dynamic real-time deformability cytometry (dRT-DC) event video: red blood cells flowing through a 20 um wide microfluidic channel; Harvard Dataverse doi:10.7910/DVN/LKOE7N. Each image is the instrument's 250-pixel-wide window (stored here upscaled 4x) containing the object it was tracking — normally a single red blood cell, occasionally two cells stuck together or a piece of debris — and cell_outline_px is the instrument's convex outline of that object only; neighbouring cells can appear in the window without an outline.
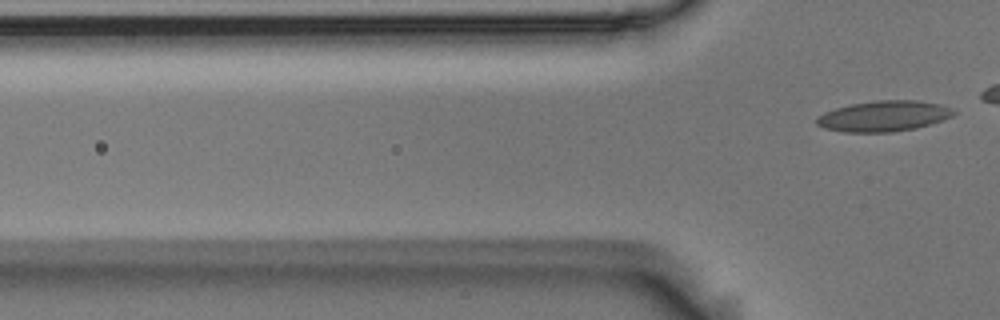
{"species": "Egyptian fruit bat (a non-hibernating species)", "species_latin": "Rousettus aegyptiacus", "temperature_condition": "room temperature", "stored_images_in_passage": 7, "camera_frame_rate_fps": 3000, "um_per_image_px": 0.085, "animal": {"sex": "male"}, "frame": {"image": 1, "passage_image": 7, "time_ms": 2.0, "image_size_px": [1000, 320], "cell_outline_px": [[956, 112], [952, 116], [916, 128], [892, 132], [844, 132], [824, 128], [816, 124], [816, 116], [824, 112], [836, 108], [852, 104], [876, 100], [916, 100], [940, 104], [952, 108]], "centroid_in_image_um": [75.09, 9.86], "position_along_channel_um": 50.7, "area_um2": 24.39}}